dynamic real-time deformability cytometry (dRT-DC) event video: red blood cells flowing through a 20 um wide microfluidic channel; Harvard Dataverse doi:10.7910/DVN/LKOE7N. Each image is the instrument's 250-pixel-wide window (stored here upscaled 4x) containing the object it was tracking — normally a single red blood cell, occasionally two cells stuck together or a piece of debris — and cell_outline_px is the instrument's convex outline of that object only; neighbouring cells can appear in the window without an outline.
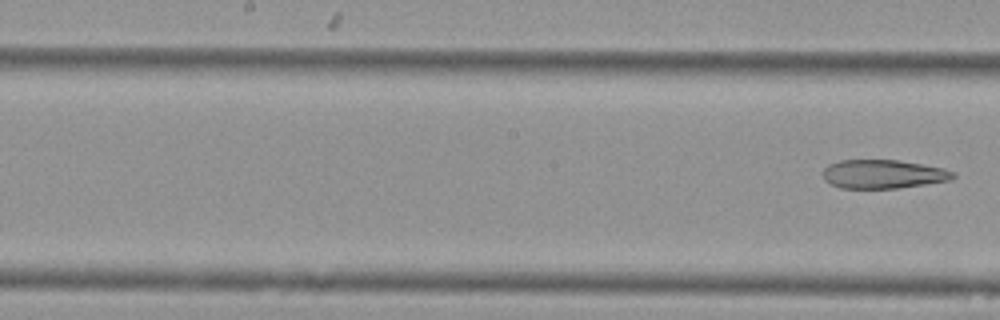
{"species": "Egyptian fruit bat (a non-hibernating species)", "species_latin": "Rousettus aegyptiacus", "temperature_condition": "cold", "stored_images_in_passage": 7, "segment_of_instrument_passage": [2, 2], "camera_frame_rate_fps": 3000, "um_per_image_px": 0.085, "animal": {"sex": "female"}, "frame": {"image": 1, "passage_image": 7, "time_ms": 2.0, "image_size_px": [1000, 320], "cell_outline_px": [[956, 176], [948, 180], [924, 184], [896, 188], [840, 188], [824, 180], [820, 172], [828, 164], [840, 160], [900, 160], [944, 168], [956, 172]], "centroid_in_image_um": [75.03, 14.79], "position_along_channel_um": 173.2, "area_um2": 21.91}}